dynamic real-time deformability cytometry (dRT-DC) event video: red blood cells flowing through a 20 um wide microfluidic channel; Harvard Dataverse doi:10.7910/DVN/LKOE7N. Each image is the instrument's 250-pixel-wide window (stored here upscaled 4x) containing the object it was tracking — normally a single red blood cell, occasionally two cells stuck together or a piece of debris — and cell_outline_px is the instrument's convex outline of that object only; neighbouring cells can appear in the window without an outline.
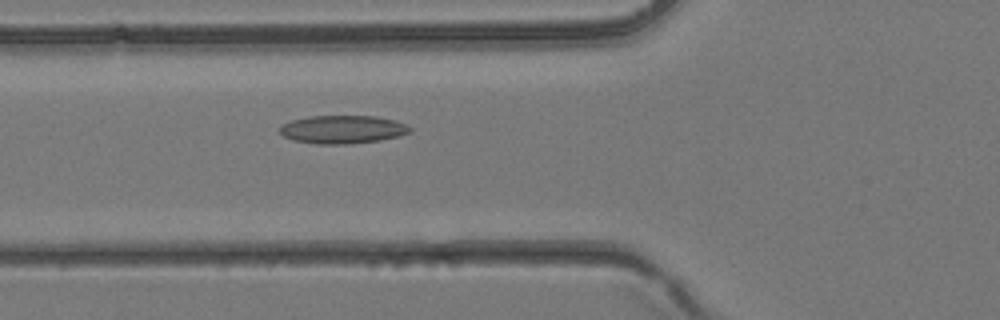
{"species": "common noctule bat (a hibernating species)", "species_latin": "Nyctalus noctula", "temperature_condition": "room temperature", "stored_images_in_passage": 39, "camera_frame_rate_fps": 3000, "um_per_image_px": 0.085, "animal": {"sex": "female", "body_mass_g": 24.6, "forearm_length_mm": 56.2}, "frame": {"image": 1, "passage_image": 15, "time_ms": 4.667, "image_size_px": [1000, 320], "cell_outline_px": [[412, 132], [400, 136], [380, 140], [348, 144], [316, 144], [292, 140], [284, 136], [280, 132], [280, 128], [284, 124], [292, 120], [308, 116], [376, 116], [396, 120], [408, 124], [412, 128]], "centroid_in_image_um": [29.18, 11.0], "position_along_channel_um": 96.6, "area_um2": 21.56}}
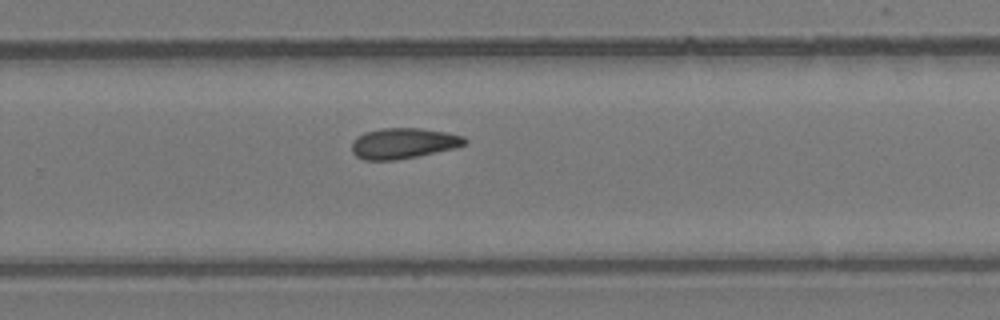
{"frame": {"image": 2, "passage_image": 26, "time_ms": 8.333, "image_size_px": [1000, 320], "cell_outline_px": [[468, 140], [464, 144], [456, 148], [396, 160], [364, 160], [356, 156], [352, 152], [352, 140], [356, 136], [364, 132], [384, 128], [420, 128], [448, 132], [464, 136]], "centroid_in_image_um": [34.28, 12.17], "position_along_channel_um": 295.5, "area_um2": 20.29}}
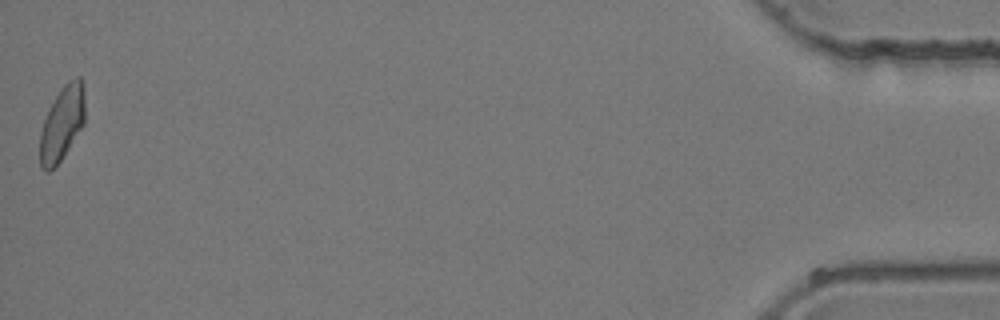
{"frame": {"image": 3, "passage_image": 39, "time_ms": 12.667, "image_size_px": [1000, 320], "cell_outline_px": [[84, 124], [60, 160], [48, 172], [40, 168], [40, 132], [48, 108], [60, 88], [68, 80], [76, 76], [80, 76], [84, 88]], "centroid_in_image_um": [5.27, 10.44], "position_along_channel_um": 429.9, "area_um2": 19.48}}